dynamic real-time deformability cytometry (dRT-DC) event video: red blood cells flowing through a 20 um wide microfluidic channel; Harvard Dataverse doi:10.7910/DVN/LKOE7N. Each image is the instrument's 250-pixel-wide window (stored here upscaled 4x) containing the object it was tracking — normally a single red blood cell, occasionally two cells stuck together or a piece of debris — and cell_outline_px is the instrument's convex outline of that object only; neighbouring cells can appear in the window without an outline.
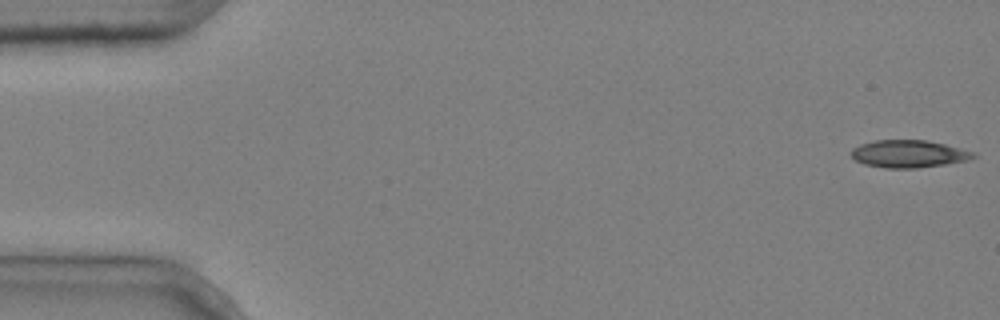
{"species": "common noctule bat (a hibernating species)", "species_latin": "Nyctalus noctula", "temperature_condition": "cold", "stored_images_in_passage": 5, "camera_frame_rate_fps": 3000, "um_per_image_px": 0.085, "animal": {"sex": "male", "body_mass_g": 20.4}, "frame": {"image": 1, "passage_image": 1, "time_ms": 0.0, "image_size_px": [1000, 320], "cell_outline_px": [[976, 156], [968, 160], [944, 164], [916, 168], [884, 168], [864, 164], [856, 160], [852, 156], [852, 148], [860, 144], [876, 140], [928, 140], [976, 152]], "centroid_in_image_um": [77.24, 13.07], "position_along_channel_um": 7.8, "area_um2": 19.48}}
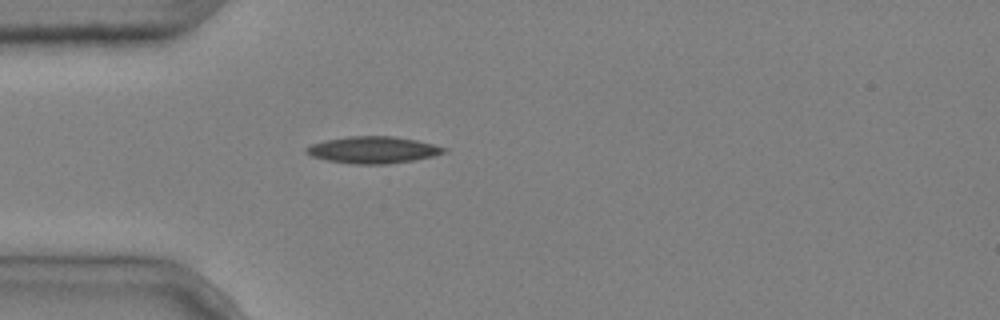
{"frame": {"image": 2, "passage_image": 5, "time_ms": 1.333, "image_size_px": [1000, 320], "cell_outline_px": [[448, 152], [416, 160], [388, 164], [352, 164], [328, 160], [312, 156], [304, 152], [304, 148], [312, 144], [324, 140], [348, 136], [392, 136], [416, 140], [448, 148]], "centroid_in_image_um": [31.71, 12.74], "position_along_channel_um": 53.3, "area_um2": 21.62}}